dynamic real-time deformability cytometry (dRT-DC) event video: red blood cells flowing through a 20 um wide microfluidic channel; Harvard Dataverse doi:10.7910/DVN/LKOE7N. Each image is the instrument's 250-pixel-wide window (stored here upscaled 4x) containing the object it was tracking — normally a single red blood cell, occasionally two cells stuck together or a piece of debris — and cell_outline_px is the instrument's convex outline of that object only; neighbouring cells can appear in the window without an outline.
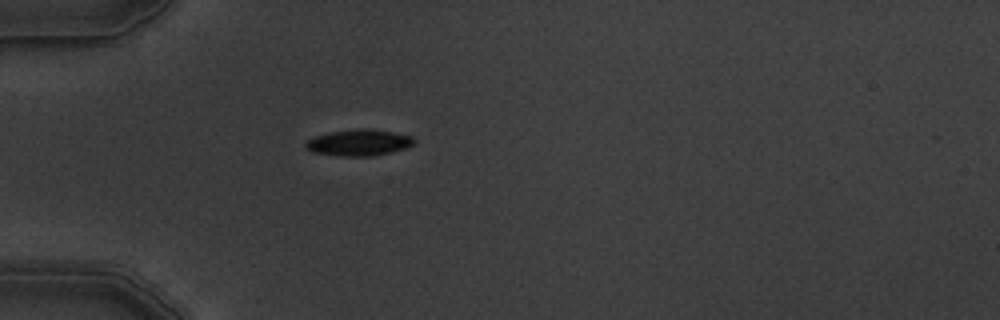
{"species": "common noctule bat (a hibernating species)", "species_latin": "Nyctalus noctula", "temperature_condition": "warm", "stored_images_in_passage": 1, "camera_frame_rate_fps": 3000, "um_per_image_px": 0.085, "animal": {"sex": "male", "body_mass_g": 19.5, "forearm_length_mm": 54.6}, "frame": {"image": 1, "passage_image": 1, "time_ms": 0.0, "image_size_px": [1000, 320], "cell_outline_px": [[416, 144], [404, 148], [372, 156], [340, 156], [312, 152], [304, 148], [304, 144], [308, 140], [316, 136], [328, 132], [360, 128], [368, 128], [392, 132], [412, 136], [416, 140]], "centroid_in_image_um": [30.49, 12.11], "position_along_channel_um": 54.5, "area_um2": 16.65}}